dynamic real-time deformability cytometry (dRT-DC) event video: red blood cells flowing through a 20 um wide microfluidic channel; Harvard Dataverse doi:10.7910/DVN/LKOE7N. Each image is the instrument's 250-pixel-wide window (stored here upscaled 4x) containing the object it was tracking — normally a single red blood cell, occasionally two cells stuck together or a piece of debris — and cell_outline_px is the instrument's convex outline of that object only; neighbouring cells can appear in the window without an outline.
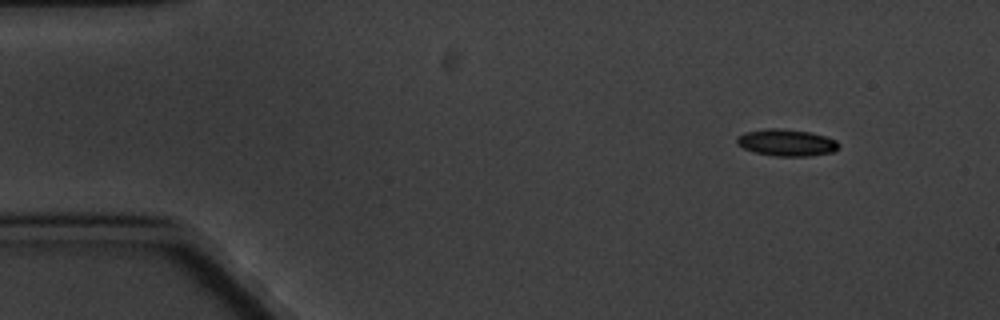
{"species": "common noctule bat (a hibernating species)", "species_latin": "Nyctalus noctula", "temperature_condition": "cold", "stored_images_in_passage": 5, "camera_frame_rate_fps": 3000, "um_per_image_px": 0.085, "animal": {"sex": "male", "body_mass_g": 20.1, "forearm_length_mm": 53.5}, "frame": {"image": 1, "passage_image": 1, "time_ms": 0.0, "image_size_px": [1000, 320], "cell_outline_px": [[840, 148], [832, 152], [808, 156], [776, 156], [756, 152], [744, 148], [736, 144], [736, 136], [744, 132], [764, 128], [776, 128], [808, 132], [824, 136], [836, 140], [840, 144]], "centroid_in_image_um": [66.83, 12.12], "position_along_channel_um": 18.2, "area_um2": 15.9}}